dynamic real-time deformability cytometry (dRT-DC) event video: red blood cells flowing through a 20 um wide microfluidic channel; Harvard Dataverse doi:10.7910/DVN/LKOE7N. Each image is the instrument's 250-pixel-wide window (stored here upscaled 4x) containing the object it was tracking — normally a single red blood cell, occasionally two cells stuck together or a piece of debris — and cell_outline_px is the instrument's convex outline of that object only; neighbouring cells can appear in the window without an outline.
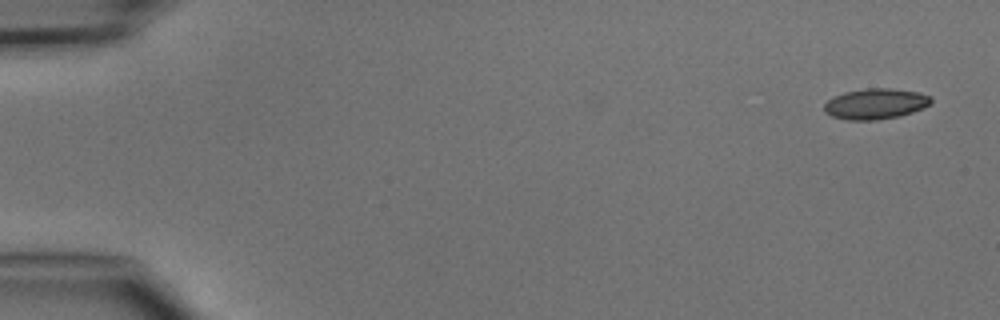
{"species": "common noctule bat (a hibernating species)", "species_latin": "Nyctalus noctula", "temperature_condition": "cold", "stored_images_in_passage": 4, "camera_frame_rate_fps": 3000, "um_per_image_px": 0.085, "animal": {"sex": "male", "body_mass_g": 15.6}, "frame": {"image": 1, "passage_image": 1, "time_ms": 0.0, "image_size_px": [1000, 320], "cell_outline_px": [[932, 100], [924, 108], [900, 116], [876, 120], [848, 120], [832, 116], [824, 112], [824, 104], [832, 96], [844, 92], [864, 88], [892, 88], [920, 92], [932, 96]], "centroid_in_image_um": [74.41, 8.81], "position_along_channel_um": 10.6, "area_um2": 19.31}}
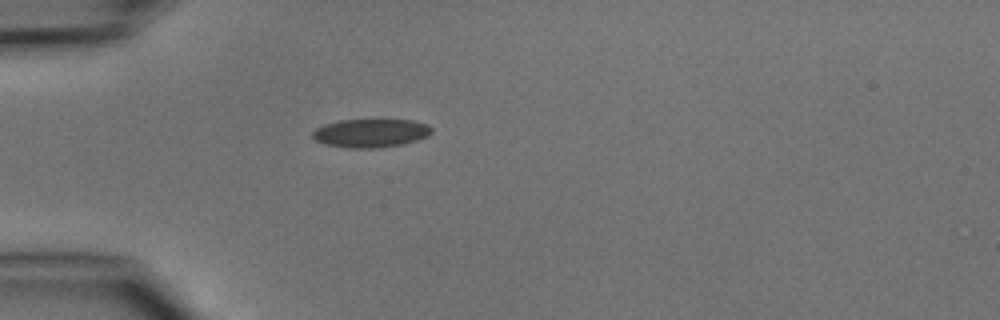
{"frame": {"image": 2, "passage_image": 4, "time_ms": 4.0, "image_size_px": [1000, 320], "cell_outline_px": [[432, 132], [428, 136], [416, 140], [400, 144], [376, 148], [348, 148], [324, 144], [316, 140], [312, 136], [312, 132], [316, 128], [324, 124], [340, 120], [376, 116], [412, 120], [428, 124], [432, 128]], "centroid_in_image_um": [31.52, 11.25], "position_along_channel_um": 53.5, "area_um2": 20.75}}